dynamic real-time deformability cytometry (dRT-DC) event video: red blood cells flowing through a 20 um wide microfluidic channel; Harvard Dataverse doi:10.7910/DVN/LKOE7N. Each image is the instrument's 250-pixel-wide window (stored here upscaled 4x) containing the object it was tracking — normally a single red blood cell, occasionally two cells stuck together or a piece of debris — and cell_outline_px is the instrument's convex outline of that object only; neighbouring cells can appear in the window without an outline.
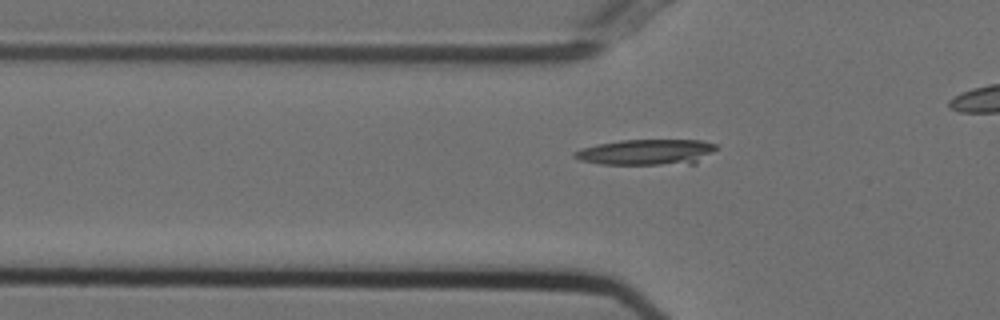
{"species": "Egyptian fruit bat (a non-hibernating species)", "species_latin": "Rousettus aegyptiacus", "temperature_condition": "cold", "stored_images_in_passage": 45, "camera_frame_rate_fps": 3000, "um_per_image_px": 0.085, "animal": {"sex": "female"}, "frame": {"image": 1, "passage_image": 18, "time_ms": 5.667, "image_size_px": [1000, 320], "cell_outline_px": [[716, 148], [712, 152], [696, 164], [600, 164], [580, 160], [572, 156], [572, 152], [596, 144], [620, 140], [700, 140], [716, 144]], "centroid_in_image_um": [54.95, 12.93], "position_along_channel_um": 70.8, "area_um2": 21.27}}
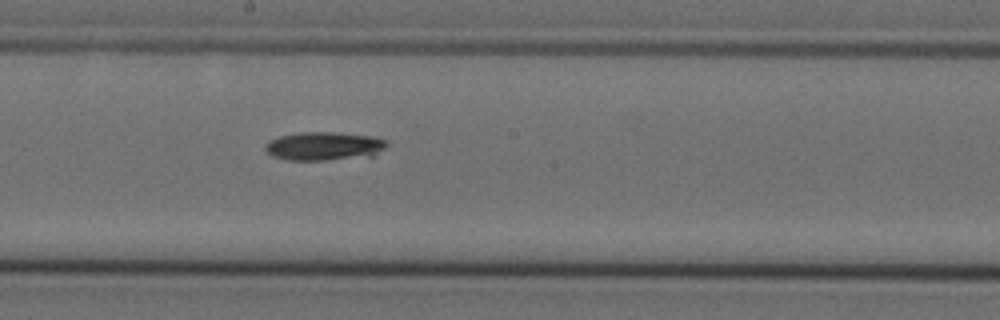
{"frame": {"image": 2, "passage_image": 30, "time_ms": 9.667, "image_size_px": [1000, 320], "cell_outline_px": [[388, 144], [384, 148], [372, 156], [324, 160], [288, 160], [272, 156], [264, 148], [268, 140], [280, 136], [300, 132], [332, 132], [376, 136], [388, 140]], "centroid_in_image_um": [27.56, 12.41], "position_along_channel_um": 220.6, "area_um2": 20.29}}
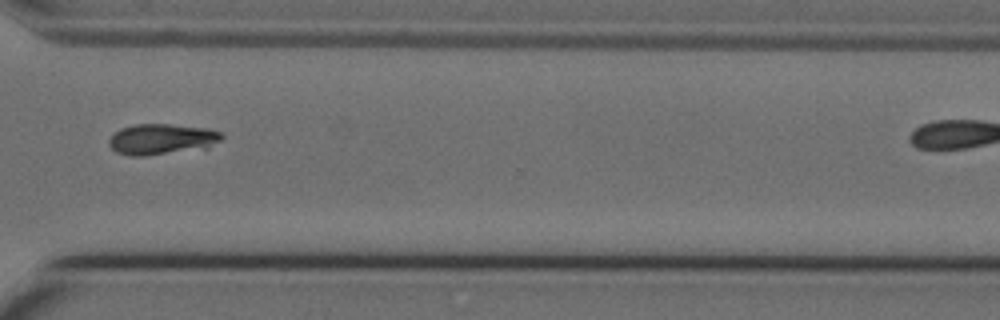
{"frame": {"image": 3, "passage_image": 41, "time_ms": 13.333, "image_size_px": [1000, 320], "cell_outline_px": [[224, 136], [220, 140], [208, 148], [144, 156], [128, 156], [116, 152], [108, 144], [108, 140], [112, 132], [120, 128], [136, 124], [168, 124], [208, 128], [220, 132]], "centroid_in_image_um": [13.71, 11.83], "position_along_channel_um": 356.9, "area_um2": 20.46}}